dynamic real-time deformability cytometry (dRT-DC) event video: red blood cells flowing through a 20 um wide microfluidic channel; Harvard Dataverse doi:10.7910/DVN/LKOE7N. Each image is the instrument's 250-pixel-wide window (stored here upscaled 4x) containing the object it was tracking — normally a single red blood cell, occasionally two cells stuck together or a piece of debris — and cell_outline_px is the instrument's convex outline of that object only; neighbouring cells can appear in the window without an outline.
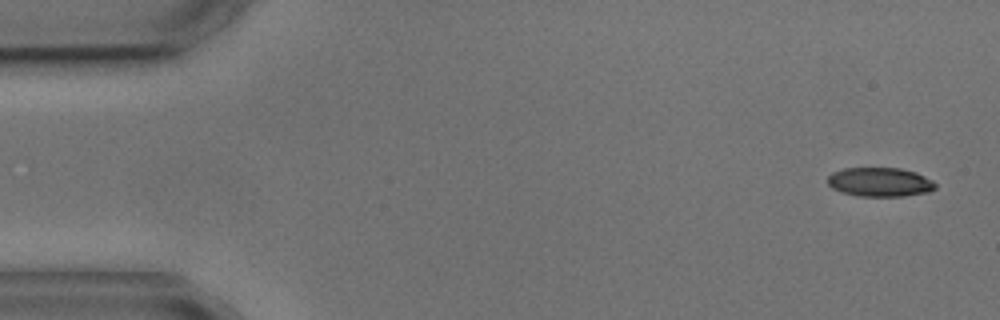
{"species": "common noctule bat (a hibernating species)", "species_latin": "Nyctalus noctula", "temperature_condition": "cold", "stored_images_in_passage": 6, "camera_frame_rate_fps": 3000, "um_per_image_px": 0.085, "animal": {"sex": "male", "body_mass_g": 17.9, "forearm_length_mm": 54.2}, "frame": {"image": 1, "passage_image": 1, "time_ms": 0.0, "image_size_px": [1000, 320], "cell_outline_px": [[936, 188], [928, 192], [904, 196], [860, 196], [840, 192], [832, 188], [828, 184], [828, 176], [832, 172], [844, 168], [900, 168], [916, 172], [932, 180], [936, 184]], "centroid_in_image_um": [74.78, 15.47], "position_along_channel_um": 10.2, "area_um2": 18.32}}